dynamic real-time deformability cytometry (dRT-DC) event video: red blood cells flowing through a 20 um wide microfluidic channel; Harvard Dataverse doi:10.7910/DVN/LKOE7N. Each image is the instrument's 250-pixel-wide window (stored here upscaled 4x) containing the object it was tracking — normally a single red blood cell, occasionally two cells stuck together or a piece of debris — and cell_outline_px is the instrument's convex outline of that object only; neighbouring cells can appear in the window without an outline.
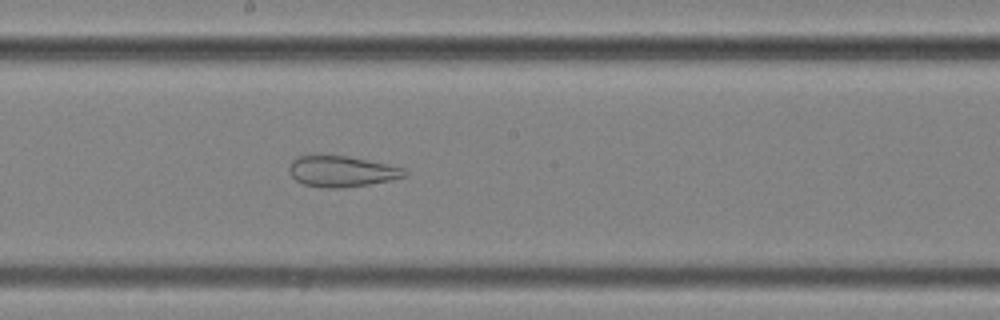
{"species": "common noctule bat (a hibernating species)", "species_latin": "Nyctalus noctula", "temperature_condition": "cold", "stored_images_in_passage": 45, "camera_frame_rate_fps": 3000, "um_per_image_px": 0.085, "animal": {"sex": "female", "body_mass_g": 25.1}, "frame": {"image": 1, "passage_image": 20, "time_ms": 6.333, "image_size_px": [1000, 320], "cell_outline_px": [[408, 176], [392, 180], [344, 188], [324, 188], [304, 184], [296, 180], [288, 172], [288, 168], [292, 160], [300, 156], [348, 156], [388, 164], [404, 168], [408, 172]], "centroid_in_image_um": [29.08, 14.58], "position_along_channel_um": 219.1, "area_um2": 20.81}, "authors_computed_cell_mechanics": {"area_um2": 29.478, "velocity_mm_per_s": 3.6425, "shape_relaxation_time_tau1_ms": null, "shape_relaxation_time_tau2_ms": 1.9814, "deformation_change_tau1": null, "deformation_change_tau2": 0.0946}}